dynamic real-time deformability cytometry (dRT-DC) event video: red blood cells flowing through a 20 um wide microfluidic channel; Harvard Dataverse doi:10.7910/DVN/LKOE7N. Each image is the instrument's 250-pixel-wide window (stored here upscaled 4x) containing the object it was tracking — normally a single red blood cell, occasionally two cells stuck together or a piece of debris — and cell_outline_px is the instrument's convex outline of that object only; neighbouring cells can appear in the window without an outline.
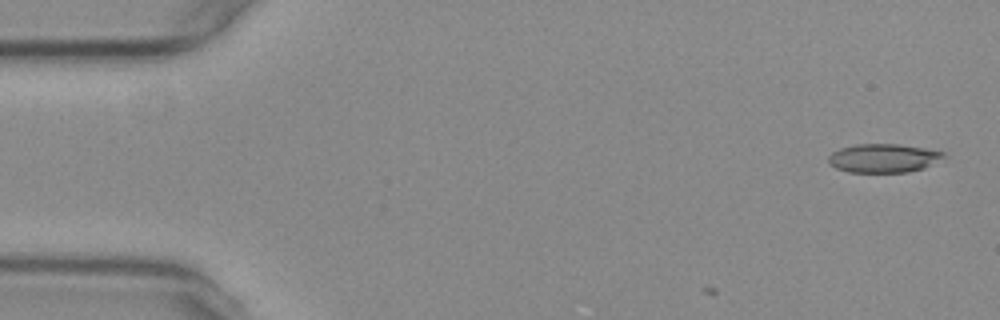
{"species": "common noctule bat (a hibernating species)", "species_latin": "Nyctalus noctula", "temperature_condition": "warm", "stored_images_in_passage": 2, "camera_frame_rate_fps": 3000, "um_per_image_px": 0.085, "animal": {"sex": "female", "body_mass_g": 29.2, "forearm_length_mm": 56.3}, "frame": {"image": 1, "passage_image": 2, "time_ms": 0.333, "image_size_px": [1000, 320], "cell_outline_px": [[948, 152], [944, 156], [924, 168], [908, 172], [848, 172], [836, 168], [828, 164], [828, 156], [832, 152], [840, 148], [856, 144], [900, 144]], "centroid_in_image_um": [75.06, 13.44], "position_along_channel_um": 9.9, "area_um2": 19.31}}